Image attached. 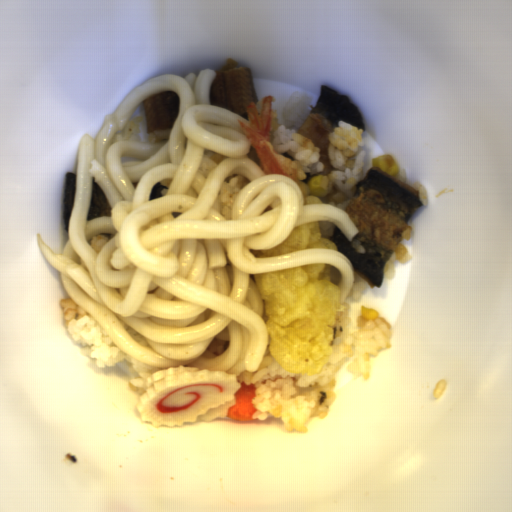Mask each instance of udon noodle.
Segmentation results:
<instances>
[{
    "label": "udon noodle",
    "mask_w": 512,
    "mask_h": 512,
    "mask_svg": "<svg viewBox=\"0 0 512 512\" xmlns=\"http://www.w3.org/2000/svg\"><path fill=\"white\" fill-rule=\"evenodd\" d=\"M216 76L209 68L185 77L164 73L129 92L105 115L96 138L85 133L77 143L63 253L36 237L70 299L124 354L163 370L183 365L237 378L258 370L269 348L254 274L336 267L342 305L356 278L349 257L332 248L275 257L250 250L274 248L312 222H333L350 242L359 231L347 211L305 204L298 184L265 175L247 156L252 145L238 120H249L211 105ZM163 91L180 96L173 128L154 130L148 143L137 135L123 139L118 132L138 104ZM235 173L251 182L226 220L218 191ZM92 178L109 199L111 217L86 220Z\"/></svg>",
    "instance_id": "obj_1"
}]
</instances>
